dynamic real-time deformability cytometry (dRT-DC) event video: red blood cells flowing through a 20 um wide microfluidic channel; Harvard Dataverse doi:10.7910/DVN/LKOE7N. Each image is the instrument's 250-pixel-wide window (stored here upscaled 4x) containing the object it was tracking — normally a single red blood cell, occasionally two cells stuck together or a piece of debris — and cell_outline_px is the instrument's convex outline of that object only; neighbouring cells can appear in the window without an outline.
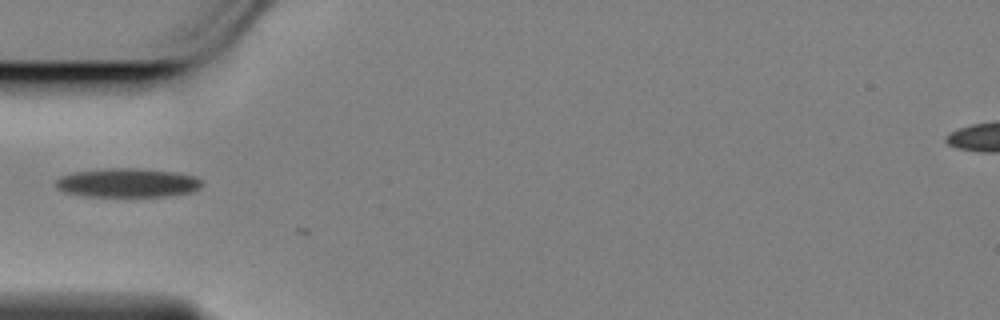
{"species": "Egyptian fruit bat (a non-hibernating species)", "species_latin": "Rousettus aegyptiacus", "temperature_condition": "cold", "stored_images_in_passage": 13, "camera_frame_rate_fps": 3000, "um_per_image_px": 0.085, "animal": {"sex": "female"}, "frame": {"image": 1, "passage_image": 1, "time_ms": 0.0, "image_size_px": [1000, 320], "cell_outline_px": [[200, 188], [192, 192], [168, 196], [84, 196], [64, 192], [56, 188], [56, 180], [60, 176], [72, 172], [108, 168], [140, 168], [172, 172], [196, 176], [200, 180]], "centroid_in_image_um": [10.8, 15.54], "position_along_channel_um": 74.2, "area_um2": 24.68}}
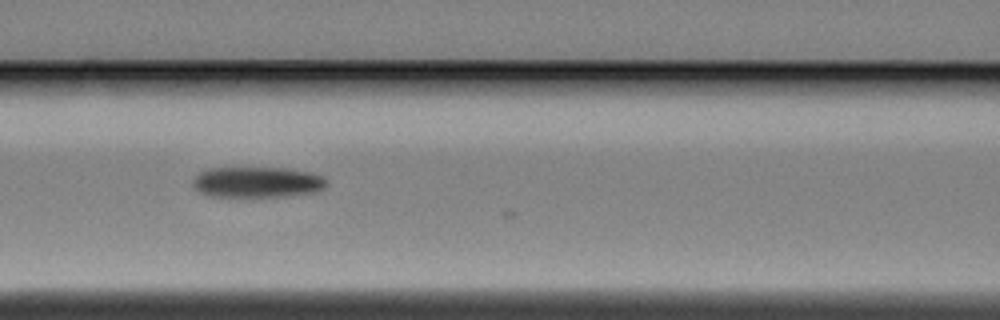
{"frame": {"image": 2, "passage_image": 7, "time_ms": 2.0, "image_size_px": [1000, 320], "cell_outline_px": [[328, 180], [324, 188], [312, 192], [284, 196], [240, 200], [208, 196], [192, 188], [192, 180], [200, 172], [208, 168], [284, 168], [308, 172], [320, 176]], "centroid_in_image_um": [21.75, 15.54], "position_along_channel_um": 144.8, "area_um2": 24.85}}
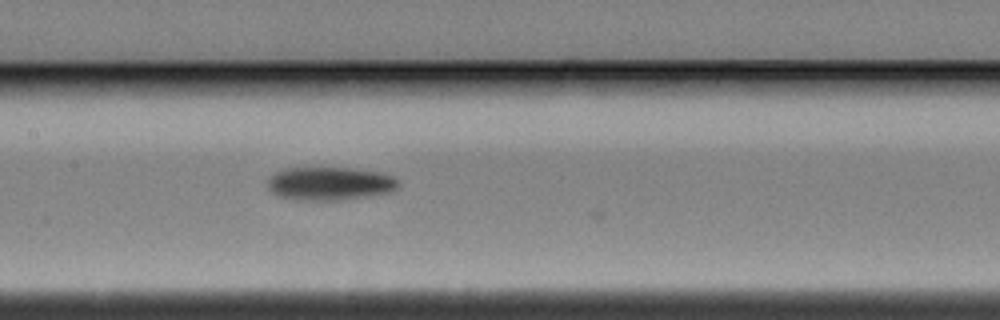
{"frame": {"image": 3, "passage_image": 10, "time_ms": 3.0, "image_size_px": [1000, 320], "cell_outline_px": [[400, 184], [396, 188], [388, 192], [368, 196], [344, 200], [296, 200], [280, 196], [272, 192], [268, 188], [268, 180], [276, 172], [284, 168], [348, 168], [380, 172], [392, 176]], "centroid_in_image_um": [28.02, 15.61], "position_along_channel_um": 179.4, "area_um2": 25.2}}